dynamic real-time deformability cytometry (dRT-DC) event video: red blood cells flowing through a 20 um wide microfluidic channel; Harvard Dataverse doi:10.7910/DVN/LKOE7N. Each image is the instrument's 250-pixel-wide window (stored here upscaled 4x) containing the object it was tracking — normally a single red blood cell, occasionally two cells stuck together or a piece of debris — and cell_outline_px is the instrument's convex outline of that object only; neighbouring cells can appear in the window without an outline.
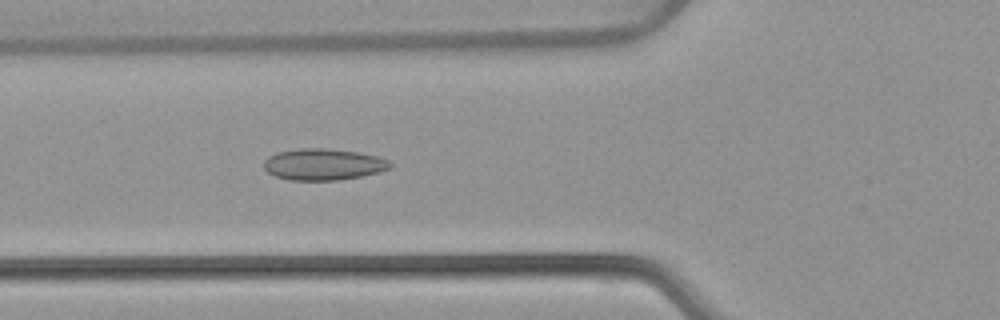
{"species": "common noctule bat (a hibernating species)", "species_latin": "Nyctalus noctula", "temperature_condition": "warm", "stored_images_in_passage": 52, "camera_frame_rate_fps": 3000, "um_per_image_px": 0.085, "animal": {"sex": "female", "body_mass_g": 22.7, "forearm_length_mm": 54.2}, "frame": {"image": 1, "passage_image": 19, "time_ms": 6.0, "image_size_px": [1000, 320], "cell_outline_px": [[392, 168], [380, 172], [360, 176], [336, 180], [288, 180], [276, 176], [268, 172], [264, 168], [264, 160], [268, 156], [276, 152], [300, 148], [328, 148], [356, 152], [380, 156], [388, 160], [392, 164]], "centroid_in_image_um": [27.49, 13.96], "position_along_channel_um": 98.3, "area_um2": 23.29}}
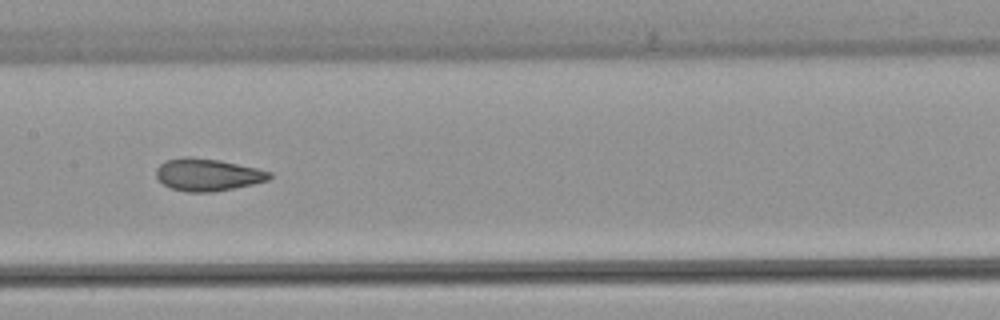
{"frame": {"image": 2, "passage_image": 26, "time_ms": 8.333, "image_size_px": [1000, 320], "cell_outline_px": [[272, 176], [268, 180], [252, 184], [212, 192], [188, 192], [172, 188], [164, 184], [156, 176], [156, 168], [160, 164], [168, 160], [180, 156], [192, 156], [220, 160], [256, 168], [272, 172]], "centroid_in_image_um": [17.64, 14.83], "position_along_channel_um": 189.8, "area_um2": 21.27}}
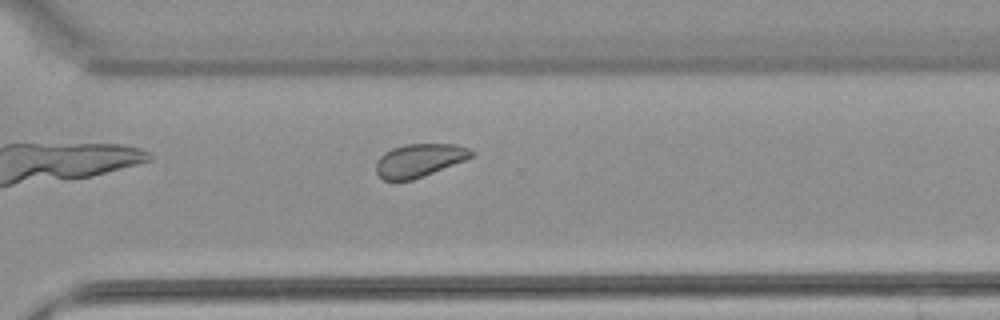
{"frame": {"image": 3, "passage_image": 37, "time_ms": 12.0, "image_size_px": [1000, 320], "cell_outline_px": [[476, 152], [472, 156], [464, 160], [424, 176], [412, 180], [384, 180], [376, 172], [376, 160], [384, 152], [392, 148], [404, 144], [456, 144], [468, 148]], "centroid_in_image_um": [35.62, 13.62], "position_along_channel_um": 335.0, "area_um2": 18.38}, "authors_computed_cell_mechanics": {"area_um2": 21.8484, "velocity_mm_per_s": 3.9031, "shape_relaxation_time_tau1_ms": 8.8989, "shape_relaxation_time_tau2_ms": 0.905, "deformation_change_tau1": 0.1809, "deformation_change_tau2": 0.0641}}